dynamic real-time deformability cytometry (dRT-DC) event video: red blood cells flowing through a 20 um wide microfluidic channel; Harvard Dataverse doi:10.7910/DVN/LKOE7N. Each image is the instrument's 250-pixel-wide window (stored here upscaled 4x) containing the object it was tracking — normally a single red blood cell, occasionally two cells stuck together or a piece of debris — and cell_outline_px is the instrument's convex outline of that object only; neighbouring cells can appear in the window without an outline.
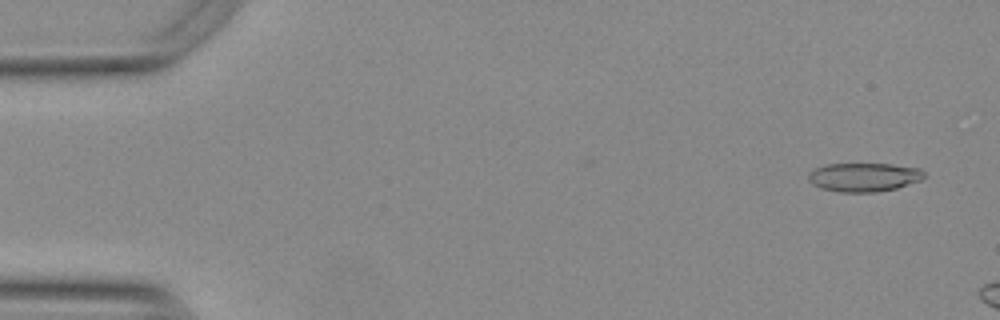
{"species": "Egyptian fruit bat (a non-hibernating species)", "species_latin": "Rousettus aegyptiacus", "temperature_condition": "warm", "stored_images_in_passage": 7, "camera_frame_rate_fps": 3000, "um_per_image_px": 0.085, "animal": {"sex": "female"}, "frame": {"image": 1, "passage_image": 2, "time_ms": 0.333, "image_size_px": [1000, 320], "cell_outline_px": [[924, 176], [920, 180], [896, 188], [876, 192], [840, 192], [820, 188], [812, 184], [808, 180], [808, 172], [812, 168], [824, 164], [892, 164], [920, 168], [924, 172]], "centroid_in_image_um": [73.37, 15.05], "position_along_channel_um": 11.6, "area_um2": 19.54}}